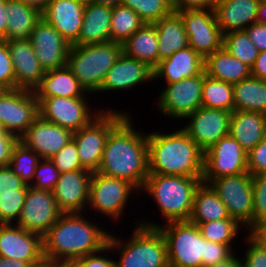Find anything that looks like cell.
<instances>
[{"label": "cell", "instance_id": "cell-38", "mask_svg": "<svg viewBox=\"0 0 266 267\" xmlns=\"http://www.w3.org/2000/svg\"><path fill=\"white\" fill-rule=\"evenodd\" d=\"M223 47L250 68L255 64L259 54L245 30H235L223 34Z\"/></svg>", "mask_w": 266, "mask_h": 267}, {"label": "cell", "instance_id": "cell-2", "mask_svg": "<svg viewBox=\"0 0 266 267\" xmlns=\"http://www.w3.org/2000/svg\"><path fill=\"white\" fill-rule=\"evenodd\" d=\"M84 213H62L42 237L44 260L52 266L100 251L107 245V230L86 219Z\"/></svg>", "mask_w": 266, "mask_h": 267}, {"label": "cell", "instance_id": "cell-22", "mask_svg": "<svg viewBox=\"0 0 266 267\" xmlns=\"http://www.w3.org/2000/svg\"><path fill=\"white\" fill-rule=\"evenodd\" d=\"M154 80L153 69L146 63L128 57L123 52L107 72L98 93L130 90L142 83ZM113 90V91H112ZM104 91V92H103Z\"/></svg>", "mask_w": 266, "mask_h": 267}, {"label": "cell", "instance_id": "cell-53", "mask_svg": "<svg viewBox=\"0 0 266 267\" xmlns=\"http://www.w3.org/2000/svg\"><path fill=\"white\" fill-rule=\"evenodd\" d=\"M245 31L259 52L266 50V26L263 23L255 22Z\"/></svg>", "mask_w": 266, "mask_h": 267}, {"label": "cell", "instance_id": "cell-9", "mask_svg": "<svg viewBox=\"0 0 266 267\" xmlns=\"http://www.w3.org/2000/svg\"><path fill=\"white\" fill-rule=\"evenodd\" d=\"M133 191H139L129 181L108 177L98 172H93L90 182L88 208L95 210L102 216H108L113 221L121 219L124 209Z\"/></svg>", "mask_w": 266, "mask_h": 267}, {"label": "cell", "instance_id": "cell-52", "mask_svg": "<svg viewBox=\"0 0 266 267\" xmlns=\"http://www.w3.org/2000/svg\"><path fill=\"white\" fill-rule=\"evenodd\" d=\"M18 140L16 136L0 129V167L9 166L13 147Z\"/></svg>", "mask_w": 266, "mask_h": 267}, {"label": "cell", "instance_id": "cell-35", "mask_svg": "<svg viewBox=\"0 0 266 267\" xmlns=\"http://www.w3.org/2000/svg\"><path fill=\"white\" fill-rule=\"evenodd\" d=\"M234 110L266 114V80L250 76L233 85Z\"/></svg>", "mask_w": 266, "mask_h": 267}, {"label": "cell", "instance_id": "cell-8", "mask_svg": "<svg viewBox=\"0 0 266 267\" xmlns=\"http://www.w3.org/2000/svg\"><path fill=\"white\" fill-rule=\"evenodd\" d=\"M128 114L130 113L105 108L87 126L73 132L79 160L84 169L98 171L109 133Z\"/></svg>", "mask_w": 266, "mask_h": 267}, {"label": "cell", "instance_id": "cell-62", "mask_svg": "<svg viewBox=\"0 0 266 267\" xmlns=\"http://www.w3.org/2000/svg\"><path fill=\"white\" fill-rule=\"evenodd\" d=\"M93 2L108 5L111 7L120 4V0H93Z\"/></svg>", "mask_w": 266, "mask_h": 267}, {"label": "cell", "instance_id": "cell-34", "mask_svg": "<svg viewBox=\"0 0 266 267\" xmlns=\"http://www.w3.org/2000/svg\"><path fill=\"white\" fill-rule=\"evenodd\" d=\"M8 14L6 41L29 39L36 23L42 18L41 13L18 0H6Z\"/></svg>", "mask_w": 266, "mask_h": 267}, {"label": "cell", "instance_id": "cell-5", "mask_svg": "<svg viewBox=\"0 0 266 267\" xmlns=\"http://www.w3.org/2000/svg\"><path fill=\"white\" fill-rule=\"evenodd\" d=\"M202 178L149 174L140 191L151 196L165 223L188 221Z\"/></svg>", "mask_w": 266, "mask_h": 267}, {"label": "cell", "instance_id": "cell-40", "mask_svg": "<svg viewBox=\"0 0 266 267\" xmlns=\"http://www.w3.org/2000/svg\"><path fill=\"white\" fill-rule=\"evenodd\" d=\"M40 160L39 155L18 140L13 147L9 167L27 185H30Z\"/></svg>", "mask_w": 266, "mask_h": 267}, {"label": "cell", "instance_id": "cell-14", "mask_svg": "<svg viewBox=\"0 0 266 267\" xmlns=\"http://www.w3.org/2000/svg\"><path fill=\"white\" fill-rule=\"evenodd\" d=\"M248 172L247 153L230 135L219 139L204 152V170L202 182Z\"/></svg>", "mask_w": 266, "mask_h": 267}, {"label": "cell", "instance_id": "cell-18", "mask_svg": "<svg viewBox=\"0 0 266 267\" xmlns=\"http://www.w3.org/2000/svg\"><path fill=\"white\" fill-rule=\"evenodd\" d=\"M0 257L38 266L45 262L42 237L15 224H0Z\"/></svg>", "mask_w": 266, "mask_h": 267}, {"label": "cell", "instance_id": "cell-11", "mask_svg": "<svg viewBox=\"0 0 266 267\" xmlns=\"http://www.w3.org/2000/svg\"><path fill=\"white\" fill-rule=\"evenodd\" d=\"M39 116V102L34 91L5 89L0 94V123L2 130L18 139Z\"/></svg>", "mask_w": 266, "mask_h": 267}, {"label": "cell", "instance_id": "cell-48", "mask_svg": "<svg viewBox=\"0 0 266 267\" xmlns=\"http://www.w3.org/2000/svg\"><path fill=\"white\" fill-rule=\"evenodd\" d=\"M233 247L205 239V257H202V267H210L226 260L234 253Z\"/></svg>", "mask_w": 266, "mask_h": 267}, {"label": "cell", "instance_id": "cell-27", "mask_svg": "<svg viewBox=\"0 0 266 267\" xmlns=\"http://www.w3.org/2000/svg\"><path fill=\"white\" fill-rule=\"evenodd\" d=\"M112 7L95 2L85 3L81 32L74 45L111 41Z\"/></svg>", "mask_w": 266, "mask_h": 267}, {"label": "cell", "instance_id": "cell-65", "mask_svg": "<svg viewBox=\"0 0 266 267\" xmlns=\"http://www.w3.org/2000/svg\"><path fill=\"white\" fill-rule=\"evenodd\" d=\"M34 267H54V266H52L51 264H49L48 262L45 261L44 263H42L38 266H34Z\"/></svg>", "mask_w": 266, "mask_h": 267}, {"label": "cell", "instance_id": "cell-61", "mask_svg": "<svg viewBox=\"0 0 266 267\" xmlns=\"http://www.w3.org/2000/svg\"><path fill=\"white\" fill-rule=\"evenodd\" d=\"M252 234L264 245L266 248V227H261L252 232Z\"/></svg>", "mask_w": 266, "mask_h": 267}, {"label": "cell", "instance_id": "cell-50", "mask_svg": "<svg viewBox=\"0 0 266 267\" xmlns=\"http://www.w3.org/2000/svg\"><path fill=\"white\" fill-rule=\"evenodd\" d=\"M28 186L9 166L0 167V195L18 194V190H27Z\"/></svg>", "mask_w": 266, "mask_h": 267}, {"label": "cell", "instance_id": "cell-56", "mask_svg": "<svg viewBox=\"0 0 266 267\" xmlns=\"http://www.w3.org/2000/svg\"><path fill=\"white\" fill-rule=\"evenodd\" d=\"M6 0H0V40L6 41V28L8 14L5 9Z\"/></svg>", "mask_w": 266, "mask_h": 267}, {"label": "cell", "instance_id": "cell-1", "mask_svg": "<svg viewBox=\"0 0 266 267\" xmlns=\"http://www.w3.org/2000/svg\"><path fill=\"white\" fill-rule=\"evenodd\" d=\"M130 117L109 133L97 172L127 180L141 190L149 175L147 133L133 127Z\"/></svg>", "mask_w": 266, "mask_h": 267}, {"label": "cell", "instance_id": "cell-54", "mask_svg": "<svg viewBox=\"0 0 266 267\" xmlns=\"http://www.w3.org/2000/svg\"><path fill=\"white\" fill-rule=\"evenodd\" d=\"M218 0H179L174 10H214Z\"/></svg>", "mask_w": 266, "mask_h": 267}, {"label": "cell", "instance_id": "cell-57", "mask_svg": "<svg viewBox=\"0 0 266 267\" xmlns=\"http://www.w3.org/2000/svg\"><path fill=\"white\" fill-rule=\"evenodd\" d=\"M234 252L229 258L226 260L212 265L210 267H244L242 258H239L238 255Z\"/></svg>", "mask_w": 266, "mask_h": 267}, {"label": "cell", "instance_id": "cell-45", "mask_svg": "<svg viewBox=\"0 0 266 267\" xmlns=\"http://www.w3.org/2000/svg\"><path fill=\"white\" fill-rule=\"evenodd\" d=\"M51 161L60 173L76 170H86L81 166L77 146L74 139L70 140L58 153L52 156Z\"/></svg>", "mask_w": 266, "mask_h": 267}, {"label": "cell", "instance_id": "cell-44", "mask_svg": "<svg viewBox=\"0 0 266 267\" xmlns=\"http://www.w3.org/2000/svg\"><path fill=\"white\" fill-rule=\"evenodd\" d=\"M26 192L27 190H18V194L0 195V224H14L17 222Z\"/></svg>", "mask_w": 266, "mask_h": 267}, {"label": "cell", "instance_id": "cell-67", "mask_svg": "<svg viewBox=\"0 0 266 267\" xmlns=\"http://www.w3.org/2000/svg\"><path fill=\"white\" fill-rule=\"evenodd\" d=\"M5 90L3 86L0 85V94Z\"/></svg>", "mask_w": 266, "mask_h": 267}, {"label": "cell", "instance_id": "cell-21", "mask_svg": "<svg viewBox=\"0 0 266 267\" xmlns=\"http://www.w3.org/2000/svg\"><path fill=\"white\" fill-rule=\"evenodd\" d=\"M72 139L71 130L51 123L39 115L19 141L33 150L41 159H50Z\"/></svg>", "mask_w": 266, "mask_h": 267}, {"label": "cell", "instance_id": "cell-23", "mask_svg": "<svg viewBox=\"0 0 266 267\" xmlns=\"http://www.w3.org/2000/svg\"><path fill=\"white\" fill-rule=\"evenodd\" d=\"M84 10L85 3L79 0H52L41 15L68 43L74 45L81 32Z\"/></svg>", "mask_w": 266, "mask_h": 267}, {"label": "cell", "instance_id": "cell-51", "mask_svg": "<svg viewBox=\"0 0 266 267\" xmlns=\"http://www.w3.org/2000/svg\"><path fill=\"white\" fill-rule=\"evenodd\" d=\"M107 252L108 254L109 252H111V248L108 244L104 246L100 251L92 254H87L86 256L77 259L75 262L80 267H115L114 258H110V256L109 258L106 257Z\"/></svg>", "mask_w": 266, "mask_h": 267}, {"label": "cell", "instance_id": "cell-12", "mask_svg": "<svg viewBox=\"0 0 266 267\" xmlns=\"http://www.w3.org/2000/svg\"><path fill=\"white\" fill-rule=\"evenodd\" d=\"M39 115L54 124L76 132L87 126L102 109L92 111L87 97H46L37 98Z\"/></svg>", "mask_w": 266, "mask_h": 267}, {"label": "cell", "instance_id": "cell-55", "mask_svg": "<svg viewBox=\"0 0 266 267\" xmlns=\"http://www.w3.org/2000/svg\"><path fill=\"white\" fill-rule=\"evenodd\" d=\"M251 76L266 80V50L259 52L255 64L251 68Z\"/></svg>", "mask_w": 266, "mask_h": 267}, {"label": "cell", "instance_id": "cell-30", "mask_svg": "<svg viewBox=\"0 0 266 267\" xmlns=\"http://www.w3.org/2000/svg\"><path fill=\"white\" fill-rule=\"evenodd\" d=\"M153 24L158 37V64L161 60L189 46L183 20L176 11Z\"/></svg>", "mask_w": 266, "mask_h": 267}, {"label": "cell", "instance_id": "cell-17", "mask_svg": "<svg viewBox=\"0 0 266 267\" xmlns=\"http://www.w3.org/2000/svg\"><path fill=\"white\" fill-rule=\"evenodd\" d=\"M231 115L226 110L201 106L185 118L190 121L182 129L205 152L229 134Z\"/></svg>", "mask_w": 266, "mask_h": 267}, {"label": "cell", "instance_id": "cell-24", "mask_svg": "<svg viewBox=\"0 0 266 267\" xmlns=\"http://www.w3.org/2000/svg\"><path fill=\"white\" fill-rule=\"evenodd\" d=\"M6 43L14 67L16 88L34 91L40 85L45 71L41 67L29 39L9 40Z\"/></svg>", "mask_w": 266, "mask_h": 267}, {"label": "cell", "instance_id": "cell-60", "mask_svg": "<svg viewBox=\"0 0 266 267\" xmlns=\"http://www.w3.org/2000/svg\"><path fill=\"white\" fill-rule=\"evenodd\" d=\"M257 22L266 26V0H261L258 7Z\"/></svg>", "mask_w": 266, "mask_h": 267}, {"label": "cell", "instance_id": "cell-42", "mask_svg": "<svg viewBox=\"0 0 266 267\" xmlns=\"http://www.w3.org/2000/svg\"><path fill=\"white\" fill-rule=\"evenodd\" d=\"M253 220L252 232L266 227V174L252 176Z\"/></svg>", "mask_w": 266, "mask_h": 267}, {"label": "cell", "instance_id": "cell-39", "mask_svg": "<svg viewBox=\"0 0 266 267\" xmlns=\"http://www.w3.org/2000/svg\"><path fill=\"white\" fill-rule=\"evenodd\" d=\"M203 238L210 242L233 245L242 225L235 219H223L206 223H194ZM240 227V228H239Z\"/></svg>", "mask_w": 266, "mask_h": 267}, {"label": "cell", "instance_id": "cell-37", "mask_svg": "<svg viewBox=\"0 0 266 267\" xmlns=\"http://www.w3.org/2000/svg\"><path fill=\"white\" fill-rule=\"evenodd\" d=\"M145 22L131 8L118 4L112 7L111 41L123 43Z\"/></svg>", "mask_w": 266, "mask_h": 267}, {"label": "cell", "instance_id": "cell-33", "mask_svg": "<svg viewBox=\"0 0 266 267\" xmlns=\"http://www.w3.org/2000/svg\"><path fill=\"white\" fill-rule=\"evenodd\" d=\"M223 219L233 218H230L226 205L220 200L212 186L201 182L196 189L188 221L191 223H206Z\"/></svg>", "mask_w": 266, "mask_h": 267}, {"label": "cell", "instance_id": "cell-29", "mask_svg": "<svg viewBox=\"0 0 266 267\" xmlns=\"http://www.w3.org/2000/svg\"><path fill=\"white\" fill-rule=\"evenodd\" d=\"M37 98L46 97H87V92L67 67L47 70L40 85L34 90Z\"/></svg>", "mask_w": 266, "mask_h": 267}, {"label": "cell", "instance_id": "cell-64", "mask_svg": "<svg viewBox=\"0 0 266 267\" xmlns=\"http://www.w3.org/2000/svg\"><path fill=\"white\" fill-rule=\"evenodd\" d=\"M173 8L178 4L179 0H166Z\"/></svg>", "mask_w": 266, "mask_h": 267}, {"label": "cell", "instance_id": "cell-13", "mask_svg": "<svg viewBox=\"0 0 266 267\" xmlns=\"http://www.w3.org/2000/svg\"><path fill=\"white\" fill-rule=\"evenodd\" d=\"M204 71L195 77L164 84L158 96V111L161 115L183 120L202 106Z\"/></svg>", "mask_w": 266, "mask_h": 267}, {"label": "cell", "instance_id": "cell-59", "mask_svg": "<svg viewBox=\"0 0 266 267\" xmlns=\"http://www.w3.org/2000/svg\"><path fill=\"white\" fill-rule=\"evenodd\" d=\"M0 267H31L27 262L18 259L10 260L0 257Z\"/></svg>", "mask_w": 266, "mask_h": 267}, {"label": "cell", "instance_id": "cell-58", "mask_svg": "<svg viewBox=\"0 0 266 267\" xmlns=\"http://www.w3.org/2000/svg\"><path fill=\"white\" fill-rule=\"evenodd\" d=\"M27 6H30L34 9H37L40 13H42L49 2L52 0H18Z\"/></svg>", "mask_w": 266, "mask_h": 267}, {"label": "cell", "instance_id": "cell-66", "mask_svg": "<svg viewBox=\"0 0 266 267\" xmlns=\"http://www.w3.org/2000/svg\"><path fill=\"white\" fill-rule=\"evenodd\" d=\"M79 1H82L83 3H90V2H92L93 0H79Z\"/></svg>", "mask_w": 266, "mask_h": 267}, {"label": "cell", "instance_id": "cell-7", "mask_svg": "<svg viewBox=\"0 0 266 267\" xmlns=\"http://www.w3.org/2000/svg\"><path fill=\"white\" fill-rule=\"evenodd\" d=\"M138 224L160 229L167 245L169 267H202L205 238L196 224L190 221H173L161 225L146 219H140Z\"/></svg>", "mask_w": 266, "mask_h": 267}, {"label": "cell", "instance_id": "cell-32", "mask_svg": "<svg viewBox=\"0 0 266 267\" xmlns=\"http://www.w3.org/2000/svg\"><path fill=\"white\" fill-rule=\"evenodd\" d=\"M122 52L146 63L154 70L158 66V37L155 25L145 23L122 43Z\"/></svg>", "mask_w": 266, "mask_h": 267}, {"label": "cell", "instance_id": "cell-10", "mask_svg": "<svg viewBox=\"0 0 266 267\" xmlns=\"http://www.w3.org/2000/svg\"><path fill=\"white\" fill-rule=\"evenodd\" d=\"M226 205L230 218L237 220L252 233L253 184L249 172L225 176L209 183Z\"/></svg>", "mask_w": 266, "mask_h": 267}, {"label": "cell", "instance_id": "cell-25", "mask_svg": "<svg viewBox=\"0 0 266 267\" xmlns=\"http://www.w3.org/2000/svg\"><path fill=\"white\" fill-rule=\"evenodd\" d=\"M204 63L205 59L188 46L161 60L153 70L154 80L165 78V84H171L195 77L204 71Z\"/></svg>", "mask_w": 266, "mask_h": 267}, {"label": "cell", "instance_id": "cell-19", "mask_svg": "<svg viewBox=\"0 0 266 267\" xmlns=\"http://www.w3.org/2000/svg\"><path fill=\"white\" fill-rule=\"evenodd\" d=\"M29 41L44 71L67 66L71 44L43 18L36 23Z\"/></svg>", "mask_w": 266, "mask_h": 267}, {"label": "cell", "instance_id": "cell-6", "mask_svg": "<svg viewBox=\"0 0 266 267\" xmlns=\"http://www.w3.org/2000/svg\"><path fill=\"white\" fill-rule=\"evenodd\" d=\"M122 54V44L108 41L90 45H71L67 67L87 93H97L107 72Z\"/></svg>", "mask_w": 266, "mask_h": 267}, {"label": "cell", "instance_id": "cell-43", "mask_svg": "<svg viewBox=\"0 0 266 267\" xmlns=\"http://www.w3.org/2000/svg\"><path fill=\"white\" fill-rule=\"evenodd\" d=\"M59 176L60 172L51 159H41L35 168L33 184L29 186L38 190L53 191Z\"/></svg>", "mask_w": 266, "mask_h": 267}, {"label": "cell", "instance_id": "cell-41", "mask_svg": "<svg viewBox=\"0 0 266 267\" xmlns=\"http://www.w3.org/2000/svg\"><path fill=\"white\" fill-rule=\"evenodd\" d=\"M120 4L131 8L148 24H153L174 11L166 0H120Z\"/></svg>", "mask_w": 266, "mask_h": 267}, {"label": "cell", "instance_id": "cell-15", "mask_svg": "<svg viewBox=\"0 0 266 267\" xmlns=\"http://www.w3.org/2000/svg\"><path fill=\"white\" fill-rule=\"evenodd\" d=\"M182 18L189 46L203 59L223 47V33L214 10H174Z\"/></svg>", "mask_w": 266, "mask_h": 267}, {"label": "cell", "instance_id": "cell-20", "mask_svg": "<svg viewBox=\"0 0 266 267\" xmlns=\"http://www.w3.org/2000/svg\"><path fill=\"white\" fill-rule=\"evenodd\" d=\"M93 172L76 170L60 173L52 191L62 213H85L88 209L90 182Z\"/></svg>", "mask_w": 266, "mask_h": 267}, {"label": "cell", "instance_id": "cell-36", "mask_svg": "<svg viewBox=\"0 0 266 267\" xmlns=\"http://www.w3.org/2000/svg\"><path fill=\"white\" fill-rule=\"evenodd\" d=\"M202 107L234 111L233 85L209 77L204 70Z\"/></svg>", "mask_w": 266, "mask_h": 267}, {"label": "cell", "instance_id": "cell-46", "mask_svg": "<svg viewBox=\"0 0 266 267\" xmlns=\"http://www.w3.org/2000/svg\"><path fill=\"white\" fill-rule=\"evenodd\" d=\"M244 238V241L248 243L244 257H241L244 267H266V248L264 245L252 233H248Z\"/></svg>", "mask_w": 266, "mask_h": 267}, {"label": "cell", "instance_id": "cell-16", "mask_svg": "<svg viewBox=\"0 0 266 267\" xmlns=\"http://www.w3.org/2000/svg\"><path fill=\"white\" fill-rule=\"evenodd\" d=\"M61 214L52 191L28 186L19 219L14 224L43 237Z\"/></svg>", "mask_w": 266, "mask_h": 267}, {"label": "cell", "instance_id": "cell-31", "mask_svg": "<svg viewBox=\"0 0 266 267\" xmlns=\"http://www.w3.org/2000/svg\"><path fill=\"white\" fill-rule=\"evenodd\" d=\"M205 73L232 85L251 76V68L230 54L224 47L205 59Z\"/></svg>", "mask_w": 266, "mask_h": 267}, {"label": "cell", "instance_id": "cell-3", "mask_svg": "<svg viewBox=\"0 0 266 267\" xmlns=\"http://www.w3.org/2000/svg\"><path fill=\"white\" fill-rule=\"evenodd\" d=\"M147 144L149 174L203 177L204 152L182 128L149 132Z\"/></svg>", "mask_w": 266, "mask_h": 267}, {"label": "cell", "instance_id": "cell-26", "mask_svg": "<svg viewBox=\"0 0 266 267\" xmlns=\"http://www.w3.org/2000/svg\"><path fill=\"white\" fill-rule=\"evenodd\" d=\"M260 2L261 0H218L214 12L222 33L245 30L257 22Z\"/></svg>", "mask_w": 266, "mask_h": 267}, {"label": "cell", "instance_id": "cell-4", "mask_svg": "<svg viewBox=\"0 0 266 267\" xmlns=\"http://www.w3.org/2000/svg\"><path fill=\"white\" fill-rule=\"evenodd\" d=\"M135 224L130 239L109 234L111 253L120 254L115 267H169L167 245L160 229L138 224L137 220Z\"/></svg>", "mask_w": 266, "mask_h": 267}, {"label": "cell", "instance_id": "cell-28", "mask_svg": "<svg viewBox=\"0 0 266 267\" xmlns=\"http://www.w3.org/2000/svg\"><path fill=\"white\" fill-rule=\"evenodd\" d=\"M229 134L248 154L266 137V114L234 110L231 115Z\"/></svg>", "mask_w": 266, "mask_h": 267}, {"label": "cell", "instance_id": "cell-49", "mask_svg": "<svg viewBox=\"0 0 266 267\" xmlns=\"http://www.w3.org/2000/svg\"><path fill=\"white\" fill-rule=\"evenodd\" d=\"M247 168L252 176L266 174V137L247 154Z\"/></svg>", "mask_w": 266, "mask_h": 267}, {"label": "cell", "instance_id": "cell-63", "mask_svg": "<svg viewBox=\"0 0 266 267\" xmlns=\"http://www.w3.org/2000/svg\"><path fill=\"white\" fill-rule=\"evenodd\" d=\"M57 267H80L76 262H66Z\"/></svg>", "mask_w": 266, "mask_h": 267}, {"label": "cell", "instance_id": "cell-47", "mask_svg": "<svg viewBox=\"0 0 266 267\" xmlns=\"http://www.w3.org/2000/svg\"><path fill=\"white\" fill-rule=\"evenodd\" d=\"M0 85L5 89H16V78L11 54L4 40H0Z\"/></svg>", "mask_w": 266, "mask_h": 267}]
</instances>
